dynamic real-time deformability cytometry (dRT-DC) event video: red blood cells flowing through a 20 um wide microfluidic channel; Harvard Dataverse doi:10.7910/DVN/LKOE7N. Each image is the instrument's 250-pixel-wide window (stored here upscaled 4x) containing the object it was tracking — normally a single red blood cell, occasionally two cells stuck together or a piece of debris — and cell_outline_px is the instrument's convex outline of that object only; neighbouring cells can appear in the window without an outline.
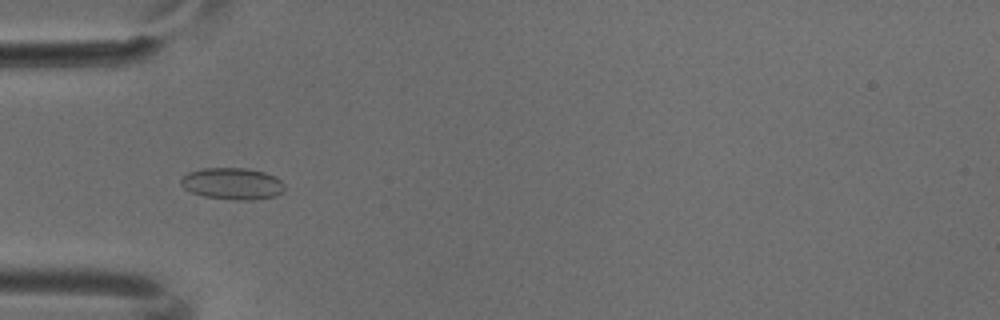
{"species": "common noctule bat (a hibernating species)", "species_latin": "Nyctalus noctula", "temperature_condition": "cold", "stored_images_in_passage": 6, "camera_frame_rate_fps": 3000, "um_per_image_px": 0.085, "animal": {"sex": "male", "body_mass_g": 18.8}, "frame": {"image": 1, "passage_image": 3, "time_ms": 0.667, "image_size_px": [1000, 320], "cell_outline_px": [[284, 188], [276, 196], [252, 200], [236, 200], [204, 196], [192, 192], [184, 188], [180, 184], [180, 180], [188, 172], [200, 168], [244, 168], [264, 172], [276, 176], [284, 184]], "centroid_in_image_um": [19.74, 15.6], "position_along_channel_um": 65.3, "area_um2": 19.13}}
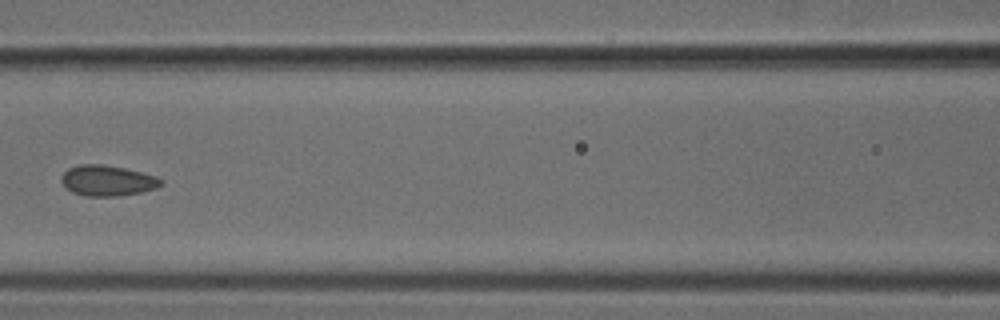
{"frame": {"image": 2, "passage_image": 5, "time_ms": 1.333, "image_size_px": [1000, 320], "cell_outline_px": [[164, 184], [156, 188], [140, 192], [120, 196], [84, 196], [72, 192], [64, 188], [60, 180], [60, 176], [68, 168], [80, 164], [100, 164], [124, 168], [156, 176], [164, 180]], "centroid_in_image_um": [9.1, 15.36], "position_along_channel_um": 157.5, "area_um2": 17.98}}
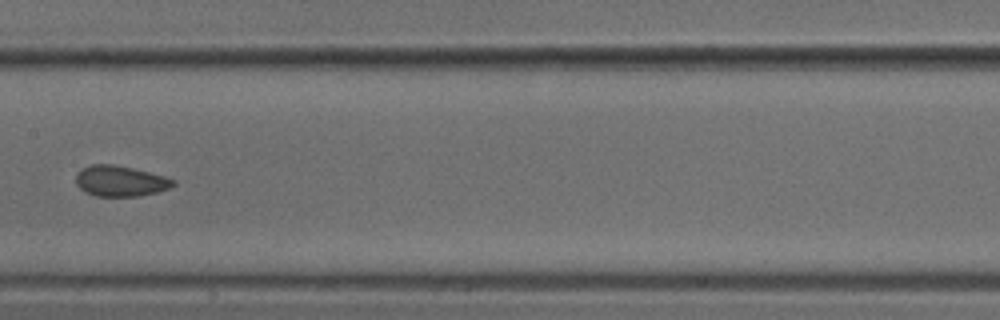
{"frame": {"image": 3, "passage_image": 6, "time_ms": 1.667, "image_size_px": [1000, 320], "cell_outline_px": [[176, 184], [172, 188], [140, 196], [96, 196], [84, 192], [76, 184], [76, 176], [80, 168], [92, 164], [112, 164], [132, 168], [164, 176], [176, 180]], "centroid_in_image_um": [10.23, 15.39], "position_along_channel_um": 197.2, "area_um2": 17.51}}